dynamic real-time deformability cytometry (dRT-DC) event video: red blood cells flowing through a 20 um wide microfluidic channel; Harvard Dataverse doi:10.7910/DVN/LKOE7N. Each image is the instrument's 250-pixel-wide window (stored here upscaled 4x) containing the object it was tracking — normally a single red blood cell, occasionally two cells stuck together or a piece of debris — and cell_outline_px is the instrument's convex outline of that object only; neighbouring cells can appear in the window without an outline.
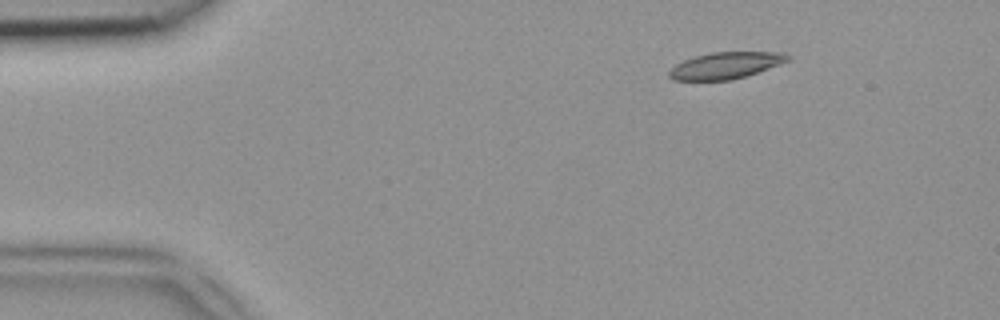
{"species": "common noctule bat (a hibernating species)", "species_latin": "Nyctalus noctula", "temperature_condition": "room temperature", "stored_images_in_passage": 45, "camera_frame_rate_fps": 3000, "um_per_image_px": 0.085, "animal": {"sex": "female", "body_mass_g": 18.4}, "frame": {"image": 1, "passage_image": 3, "time_ms": 0.667, "image_size_px": [1000, 320], "cell_outline_px": [[792, 60], [732, 80], [672, 80], [668, 76], [668, 72], [676, 64], [684, 60], [696, 56], [712, 52], [784, 52], [792, 56]], "centroid_in_image_um": [61.7, 5.55], "position_along_channel_um": 23.3, "area_um2": 18.32}}
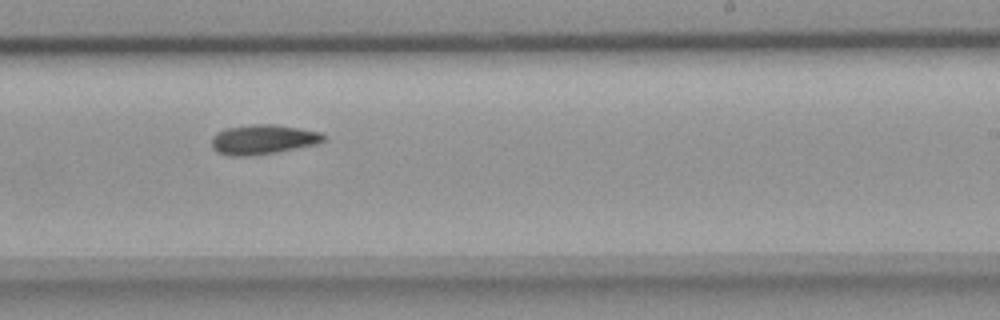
{"frame": {"image": 2, "passage_image": 26, "time_ms": 8.333, "image_size_px": [1000, 320], "cell_outline_px": [[324, 140], [316, 144], [276, 152], [248, 156], [228, 156], [216, 152], [212, 148], [212, 136], [216, 132], [224, 128], [248, 124], [272, 124], [320, 132], [324, 136]], "centroid_in_image_um": [22.27, 11.85], "position_along_channel_um": 266.7, "area_um2": 19.36}}
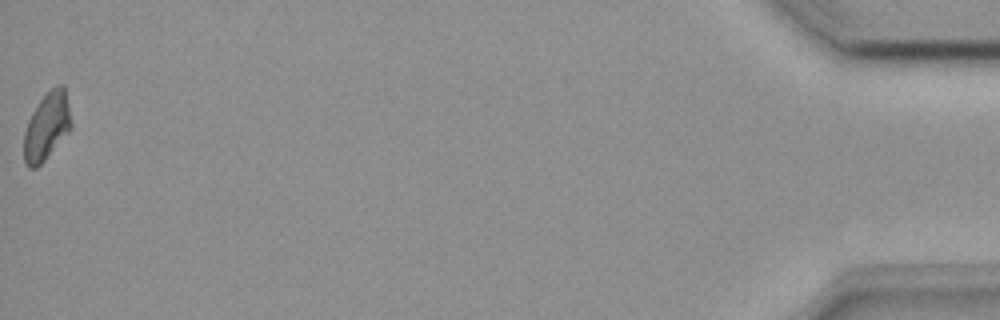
{"frame": {"image": 3, "passage_image": 45, "time_ms": 14.667, "image_size_px": [1000, 320], "cell_outline_px": [[72, 128], [44, 160], [36, 168], [28, 168], [24, 160], [24, 132], [28, 120], [32, 112], [40, 100], [52, 88], [60, 84], [64, 84], [72, 124]], "centroid_in_image_um": [3.97, 10.74], "position_along_channel_um": 431.2, "area_um2": 18.38}}